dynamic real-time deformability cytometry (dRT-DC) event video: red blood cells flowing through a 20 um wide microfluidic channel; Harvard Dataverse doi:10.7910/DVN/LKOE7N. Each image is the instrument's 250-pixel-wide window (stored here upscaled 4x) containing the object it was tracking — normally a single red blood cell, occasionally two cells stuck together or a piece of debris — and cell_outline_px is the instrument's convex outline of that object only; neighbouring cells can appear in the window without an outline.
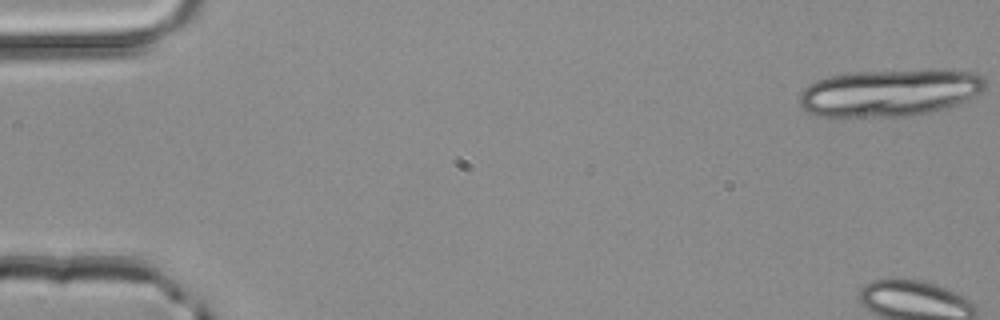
{"species": "common noctule bat (a hibernating species)", "species_latin": "Nyctalus noctula", "temperature_condition": "room temperature", "stored_images_in_passage": 4, "camera_frame_rate_fps": 3000, "um_per_image_px": 0.085, "animal": {"sex": "male", "body_mass_g": 20.4}, "frame": {"image": 1, "passage_image": 1, "time_ms": 0.0, "image_size_px": [1000, 320], "cell_outline_px": [[984, 92], [968, 100], [944, 108], [928, 112], [908, 116], [816, 116], [804, 112], [800, 108], [800, 92], [808, 84], [816, 80], [828, 76], [856, 72], [976, 72], [984, 76]], "centroid_in_image_um": [75.54, 7.92], "position_along_channel_um": 9.5, "area_um2": 50.23}}